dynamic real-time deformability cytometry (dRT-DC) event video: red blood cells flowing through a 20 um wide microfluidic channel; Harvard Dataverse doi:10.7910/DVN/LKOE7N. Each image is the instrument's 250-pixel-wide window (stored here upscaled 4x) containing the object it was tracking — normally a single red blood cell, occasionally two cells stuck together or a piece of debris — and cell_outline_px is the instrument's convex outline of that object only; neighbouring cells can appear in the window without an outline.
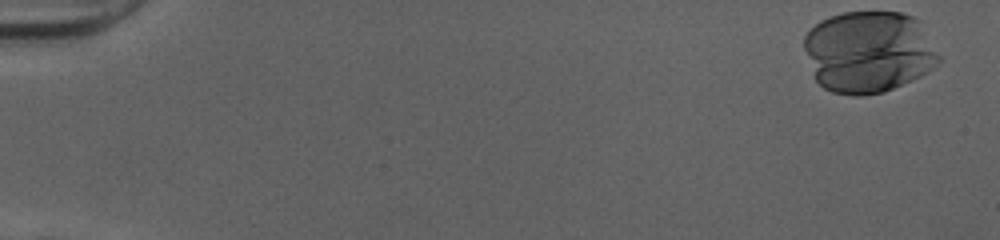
{"species": "human", "species_latin": "Homo sapiens", "temperature_condition": "cold", "stored_images_in_passage": 11, "camera_frame_rate_fps": 3000, "um_per_image_px": 0.085, "donor": {"sex": "female"}, "frame": {"image": 1, "passage_image": 1, "time_ms": 0.0, "image_size_px": [1000, 240], "cell_outline_px": [[940, 60], [928, 72], [912, 80], [884, 92], [864, 96], [852, 96], [832, 92], [824, 88], [816, 80], [804, 48], [804, 36], [808, 28], [820, 20], [828, 16], [844, 12], [900, 12], [912, 16], [920, 20], [940, 56]], "centroid_in_image_um": [73.83, 4.4], "position_along_channel_um": 11.2, "area_um2": 64.74}}